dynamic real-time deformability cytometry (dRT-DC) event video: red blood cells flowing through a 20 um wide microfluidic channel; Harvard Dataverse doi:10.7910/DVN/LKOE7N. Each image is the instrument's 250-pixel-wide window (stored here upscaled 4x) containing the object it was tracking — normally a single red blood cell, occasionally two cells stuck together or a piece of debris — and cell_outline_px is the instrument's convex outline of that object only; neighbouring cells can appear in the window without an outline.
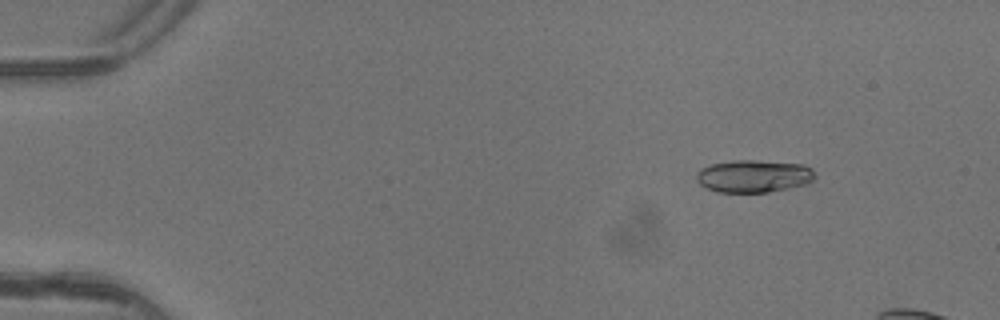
{"species": "common noctule bat (a hibernating species)", "species_latin": "Nyctalus noctula", "temperature_condition": "warm", "stored_images_in_passage": 3, "camera_frame_rate_fps": 3000, "um_per_image_px": 0.085, "animal": {"sex": "female"}, "frame": {"image": 1, "passage_image": 1, "time_ms": 0.0, "image_size_px": [1000, 320], "cell_outline_px": [[816, 176], [812, 180], [804, 184], [788, 188], [768, 192], [716, 192], [700, 184], [696, 180], [696, 176], [700, 168], [712, 164], [732, 160], [756, 160], [804, 164], [812, 168]], "centroid_in_image_um": [64.06, 14.96], "position_along_channel_um": 20.9, "area_um2": 22.48}}